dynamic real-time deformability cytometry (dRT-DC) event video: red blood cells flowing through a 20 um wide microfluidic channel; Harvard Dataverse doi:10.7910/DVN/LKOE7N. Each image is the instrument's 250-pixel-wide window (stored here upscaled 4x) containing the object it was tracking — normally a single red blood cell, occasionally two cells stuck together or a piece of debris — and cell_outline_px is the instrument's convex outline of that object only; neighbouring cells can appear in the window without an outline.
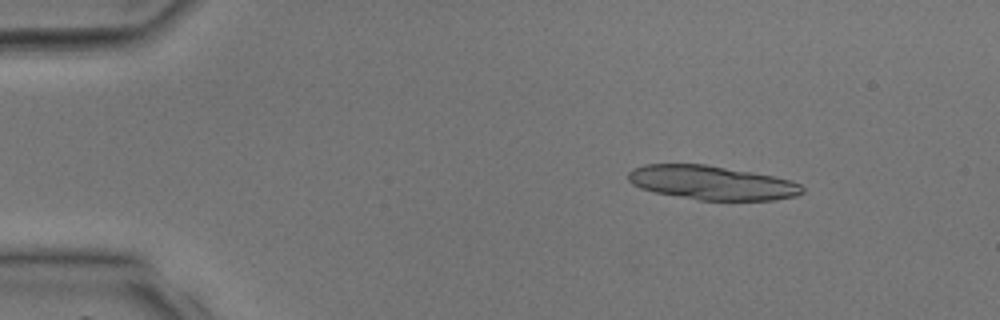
{"species": "common noctule bat (a hibernating species)", "species_latin": "Nyctalus noctula", "temperature_condition": "room temperature", "stored_images_in_passage": 39, "segment_of_instrument_passage": [1, 2], "camera_frame_rate_fps": 3000, "um_per_image_px": 0.085, "animal": {"sex": "male", "body_mass_g": 17.9, "forearm_length_mm": 54.2}, "frame": {"image": 1, "passage_image": 6, "time_ms": 1.667, "image_size_px": [1000, 320], "cell_outline_px": [[804, 192], [796, 196], [772, 200], [700, 200], [656, 192], [640, 188], [632, 184], [628, 180], [628, 172], [632, 168], [644, 164], [704, 164], [752, 172], [772, 176], [788, 180], [800, 184], [804, 188]], "centroid_in_image_um": [60.48, 15.53], "position_along_channel_um": 24.5, "area_um2": 34.33}}